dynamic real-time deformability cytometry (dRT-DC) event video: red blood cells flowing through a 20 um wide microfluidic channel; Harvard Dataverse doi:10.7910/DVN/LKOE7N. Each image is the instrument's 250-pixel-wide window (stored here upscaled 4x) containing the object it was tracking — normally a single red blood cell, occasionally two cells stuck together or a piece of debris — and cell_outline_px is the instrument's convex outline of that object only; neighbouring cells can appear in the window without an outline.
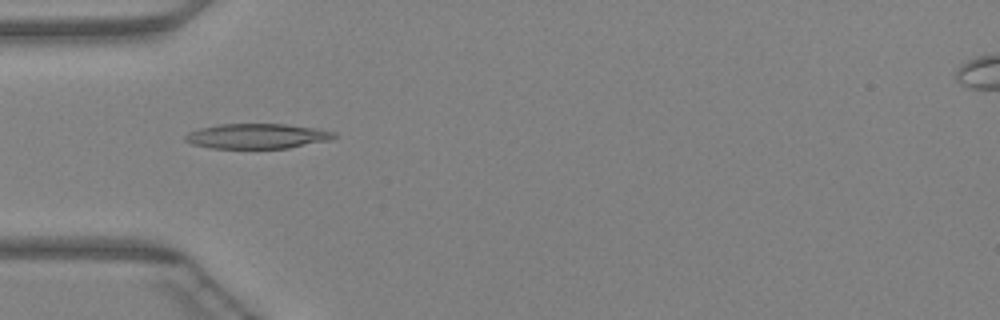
{"species": "Egyptian fruit bat (a non-hibernating species)", "species_latin": "Rousettus aegyptiacus", "temperature_condition": "warm", "stored_images_in_passage": 45, "camera_frame_rate_fps": 3000, "um_per_image_px": 0.085, "animal": {"sex": "female"}, "frame": {"image": 1, "passage_image": 14, "time_ms": 4.333, "image_size_px": [1000, 320], "cell_outline_px": [[336, 136], [328, 140], [288, 148], [212, 148], [192, 144], [184, 140], [184, 136], [188, 132], [200, 128], [220, 124], [284, 124], [316, 128], [336, 132]], "centroid_in_image_um": [21.83, 11.57], "position_along_channel_um": 63.2, "area_um2": 21.56}}
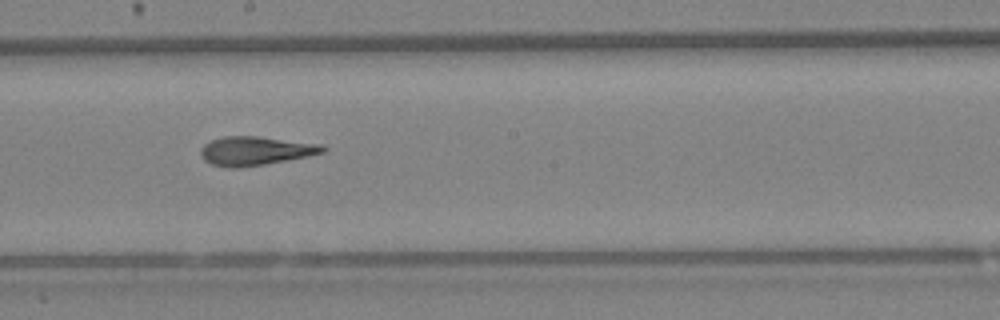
{"frame": {"image": 2, "passage_image": 25, "time_ms": 8.0, "image_size_px": [1000, 320], "cell_outline_px": [[328, 148], [324, 152], [308, 156], [288, 160], [264, 164], [236, 168], [228, 168], [212, 164], [204, 160], [200, 156], [200, 148], [204, 144], [212, 140], [224, 136], [256, 136], [324, 144]], "centroid_in_image_um": [21.72, 12.82], "position_along_channel_um": 226.5, "area_um2": 20.63}}
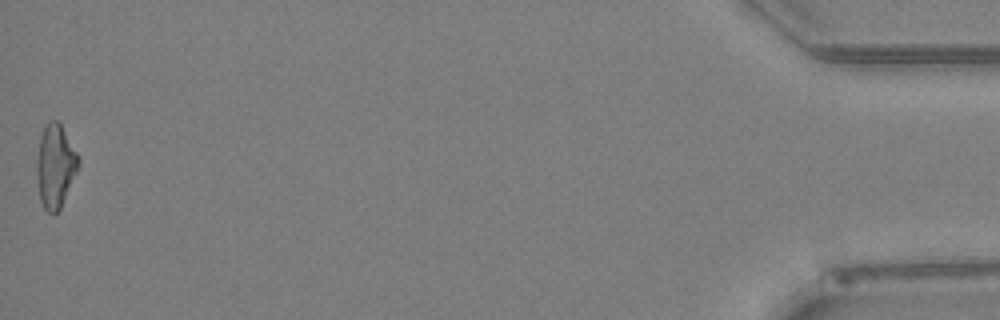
{"frame": {"image": 3, "passage_image": 45, "time_ms": 14.667, "image_size_px": [1000, 320], "cell_outline_px": [[80, 164], [60, 208], [56, 212], [48, 212], [44, 208], [40, 200], [36, 172], [36, 160], [40, 136], [44, 124], [48, 120], [60, 120], [80, 156]], "centroid_in_image_um": [4.71, 14.01], "position_along_channel_um": 430.5, "area_um2": 20.63}}